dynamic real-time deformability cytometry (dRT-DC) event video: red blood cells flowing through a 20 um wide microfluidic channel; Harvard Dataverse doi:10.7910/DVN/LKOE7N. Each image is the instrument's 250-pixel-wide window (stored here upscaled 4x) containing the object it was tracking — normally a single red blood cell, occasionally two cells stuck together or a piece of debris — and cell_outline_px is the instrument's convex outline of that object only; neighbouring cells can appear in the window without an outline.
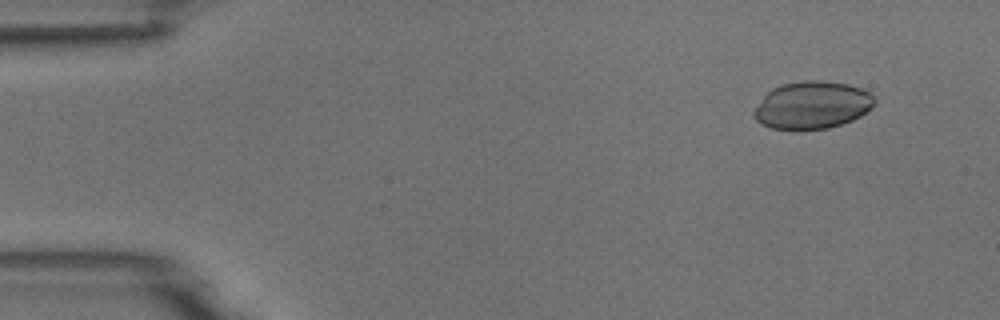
{"species": "common noctule bat (a hibernating species)", "species_latin": "Nyctalus noctula", "temperature_condition": "room temperature", "stored_images_in_passage": 4, "camera_frame_rate_fps": 3000, "um_per_image_px": 0.085, "animal": {"sex": "male", "body_mass_g": 18.8}, "frame": {"image": 1, "passage_image": 1, "time_ms": 0.0, "image_size_px": [1000, 320], "cell_outline_px": [[876, 100], [872, 108], [860, 116], [852, 120], [828, 128], [772, 128], [760, 124], [752, 116], [752, 112], [764, 96], [772, 88], [784, 84], [804, 80], [824, 80], [848, 84], [860, 88], [868, 92]], "centroid_in_image_um": [69.03, 8.91], "position_along_channel_um": 16.0, "area_um2": 33.06}}